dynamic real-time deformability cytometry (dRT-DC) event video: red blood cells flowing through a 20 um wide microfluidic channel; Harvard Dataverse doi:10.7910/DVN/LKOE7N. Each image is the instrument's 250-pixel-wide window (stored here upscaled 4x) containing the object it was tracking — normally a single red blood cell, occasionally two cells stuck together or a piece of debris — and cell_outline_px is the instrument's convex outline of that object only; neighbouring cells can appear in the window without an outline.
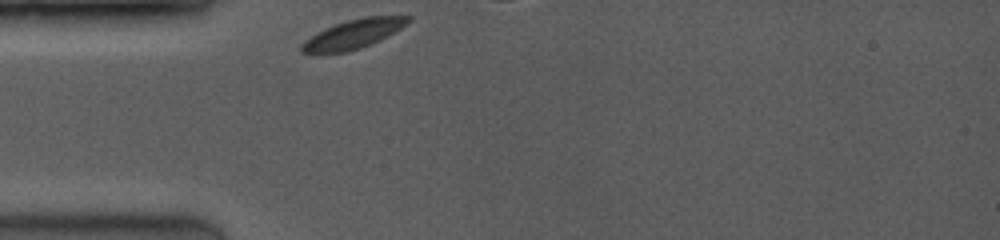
{"species": "common noctule bat (a hibernating species)", "species_latin": "Nyctalus noctula", "temperature_condition": "room temperature", "stored_images_in_passage": 1, "camera_frame_rate_fps": 3500, "um_per_image_px": 0.085, "animal": {"sex": "female", "body_mass_g": 19.0, "forearm_length_mm": 53.3}, "frame": {"image": 1, "passage_image": 1, "time_ms": 0.0, "image_size_px": [1000, 240], "cell_outline_px": [[412, 20], [400, 28], [380, 40], [372, 44], [348, 52], [300, 52], [300, 44], [304, 40], [316, 32], [324, 28], [348, 20], [364, 16], [412, 16]], "centroid_in_image_um": [30.03, 2.88], "position_along_channel_um": 55.0, "area_um2": 17.92}}